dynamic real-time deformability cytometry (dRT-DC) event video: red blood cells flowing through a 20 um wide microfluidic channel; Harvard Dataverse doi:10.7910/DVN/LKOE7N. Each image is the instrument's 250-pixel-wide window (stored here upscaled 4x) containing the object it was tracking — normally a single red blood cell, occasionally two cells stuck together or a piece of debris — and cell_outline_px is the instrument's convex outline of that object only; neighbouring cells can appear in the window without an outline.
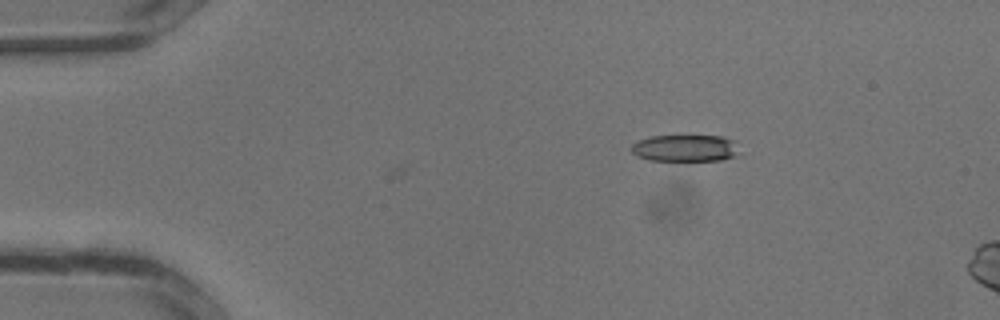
{"species": "common noctule bat (a hibernating species)", "species_latin": "Nyctalus noctula", "temperature_condition": "warm", "stored_images_in_passage": 9, "camera_frame_rate_fps": 3000, "um_per_image_px": 0.085, "animal": {"sex": "male", "body_mass_g": 13.3}, "frame": {"image": 1, "passage_image": 9, "time_ms": 2.667, "image_size_px": [1000, 320], "cell_outline_px": [[736, 156], [720, 160], [648, 160], [636, 156], [628, 148], [636, 140], [652, 136], [724, 136], [736, 140]], "centroid_in_image_um": [58.19, 12.58], "position_along_channel_um": 26.8, "area_um2": 16.99}}